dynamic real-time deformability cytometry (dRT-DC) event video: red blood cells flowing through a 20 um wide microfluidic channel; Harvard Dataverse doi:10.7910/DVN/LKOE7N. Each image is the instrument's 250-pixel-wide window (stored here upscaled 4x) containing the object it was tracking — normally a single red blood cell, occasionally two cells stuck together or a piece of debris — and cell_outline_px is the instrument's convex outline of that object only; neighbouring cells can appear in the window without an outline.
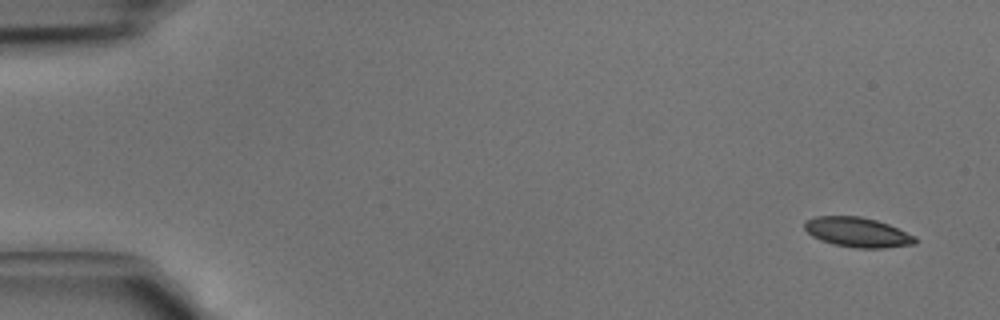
{"species": "common noctule bat (a hibernating species)", "species_latin": "Nyctalus noctula", "temperature_condition": "cold", "stored_images_in_passage": 4, "camera_frame_rate_fps": 3000, "um_per_image_px": 0.085, "animal": {"sex": "male", "body_mass_g": 15.6}, "frame": {"image": 1, "passage_image": 1, "time_ms": 0.0, "image_size_px": [1000, 320], "cell_outline_px": [[916, 244], [884, 248], [856, 248], [832, 244], [820, 240], [812, 236], [804, 228], [804, 220], [816, 216], [860, 216], [876, 220], [888, 224], [916, 236]], "centroid_in_image_um": [72.87, 19.74], "position_along_channel_um": 12.1, "area_um2": 19.31}}
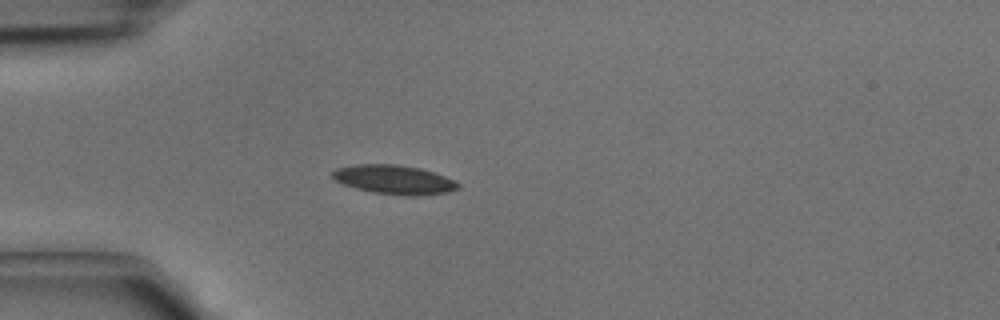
{"frame": {"image": 2, "passage_image": 4, "time_ms": 1.0, "image_size_px": [1000, 320], "cell_outline_px": [[460, 188], [448, 192], [416, 196], [404, 196], [372, 192], [356, 188], [344, 184], [336, 180], [332, 176], [332, 172], [336, 168], [356, 164], [396, 164], [420, 168], [444, 176], [460, 184]], "centroid_in_image_um": [33.5, 15.27], "position_along_channel_um": 51.5, "area_um2": 21.21}}